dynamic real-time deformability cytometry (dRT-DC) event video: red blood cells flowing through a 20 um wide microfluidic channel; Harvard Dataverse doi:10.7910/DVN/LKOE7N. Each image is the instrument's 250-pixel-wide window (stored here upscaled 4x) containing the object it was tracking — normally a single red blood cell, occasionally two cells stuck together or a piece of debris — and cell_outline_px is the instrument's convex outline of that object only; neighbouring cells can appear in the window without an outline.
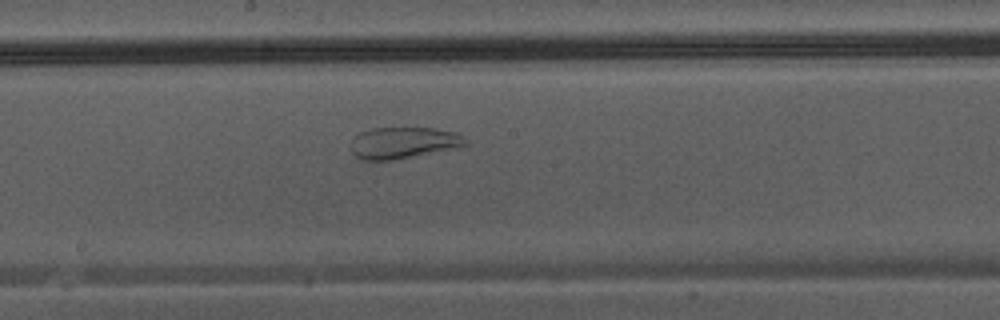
{"species": "Egyptian fruit bat (a non-hibernating species)", "species_latin": "Rousettus aegyptiacus", "temperature_condition": "warm", "stored_images_in_passage": 39, "segment_of_instrument_passage": [2, 2], "camera_frame_rate_fps": 3000, "um_per_image_px": 0.085, "animal": {"sex": "male"}, "frame": {"image": 1, "passage_image": 19, "time_ms": 6.0, "image_size_px": [1000, 320], "cell_outline_px": [[468, 144], [392, 160], [360, 160], [352, 152], [352, 136], [360, 132], [372, 128], [432, 128], [456, 132], [468, 140]], "centroid_in_image_um": [34.22, 12.12], "position_along_channel_um": 214.0, "area_um2": 20.63}}
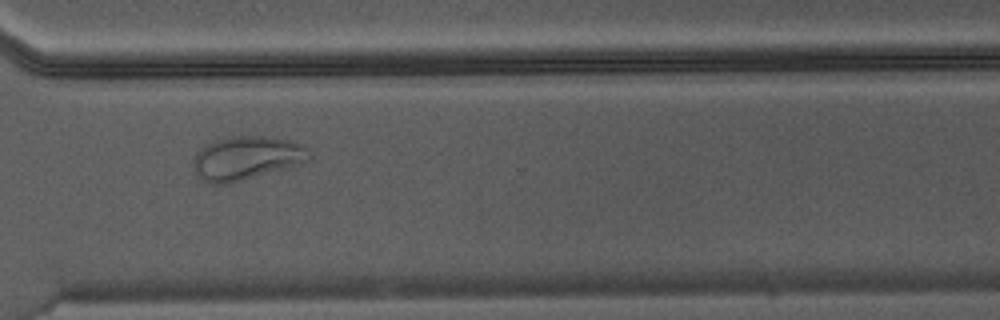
{"frame": {"image": 2, "passage_image": 28, "time_ms": 9.0, "image_size_px": [1000, 320], "cell_outline_px": [[312, 156], [308, 160], [300, 164], [232, 184], [208, 184], [196, 176], [192, 160], [196, 152], [200, 148], [212, 140], [232, 136], [268, 136], [292, 140], [300, 144]], "centroid_in_image_um": [20.9, 13.45], "position_along_channel_um": 349.7, "area_um2": 30.0}}
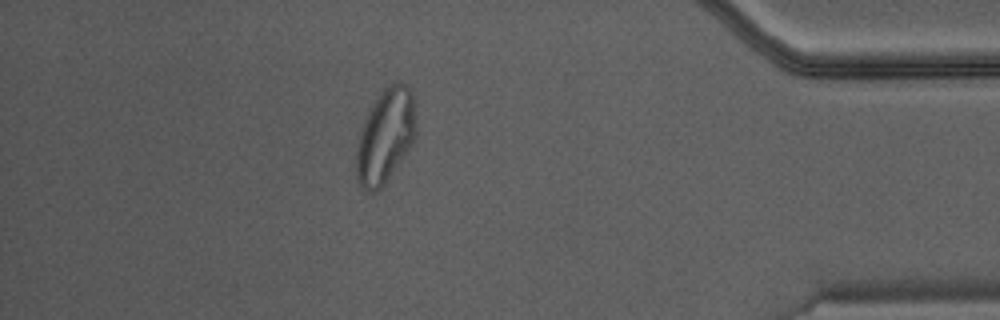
{"frame": {"image": 3, "passage_image": 34, "time_ms": 11.0, "image_size_px": [1000, 320], "cell_outline_px": [[416, 140], [384, 184], [376, 192], [368, 192], [356, 180], [356, 148], [360, 132], [364, 120], [372, 104], [384, 88], [396, 80], [400, 80], [412, 92], [416, 128]], "centroid_in_image_um": [32.76, 11.56], "position_along_channel_um": 402.4, "area_um2": 32.83}}